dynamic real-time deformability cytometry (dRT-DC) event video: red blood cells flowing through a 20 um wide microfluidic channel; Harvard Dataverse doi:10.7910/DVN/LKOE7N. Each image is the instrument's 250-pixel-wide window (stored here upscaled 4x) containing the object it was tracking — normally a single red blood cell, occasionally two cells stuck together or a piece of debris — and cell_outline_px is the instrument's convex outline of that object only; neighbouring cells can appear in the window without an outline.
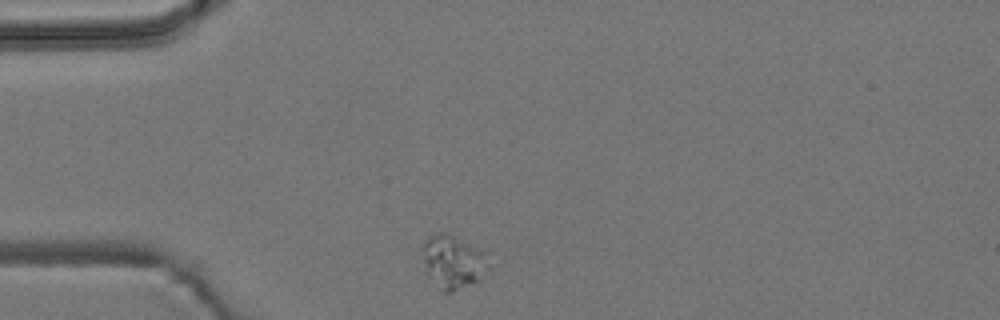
{"species": "common noctule bat (a hibernating species)", "species_latin": "Nyctalus noctula", "temperature_condition": "room temperature", "stored_images_in_passage": 37, "camera_frame_rate_fps": 3000, "um_per_image_px": 0.085, "animal": {"sex": "male", "body_mass_g": 19.2, "forearm_length_mm": 51.8}, "frame": {"image": 1, "passage_image": 1, "time_ms": 0.0, "image_size_px": [1000, 320], "cell_outline_px": [[492, 268], [480, 280], [452, 292], [444, 292], [420, 272], [424, 240], [428, 236], [436, 232], [444, 232], [484, 248], [488, 252]], "centroid_in_image_um": [38.52, 22.25], "position_along_channel_um": 46.5, "area_um2": 22.08}}
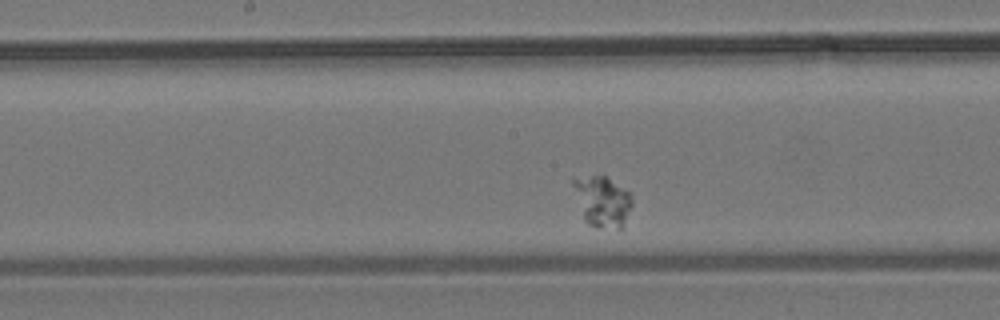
{"frame": {"image": 2, "passage_image": 16, "time_ms": 5.0, "image_size_px": [1000, 320], "cell_outline_px": [[632, 204], [624, 228], [620, 232], [596, 228], [588, 224], [584, 220], [572, 184], [572, 176], [604, 176], [628, 192], [632, 200]], "centroid_in_image_um": [51.2, 17.19], "position_along_channel_um": 197.0, "area_um2": 17.74}}
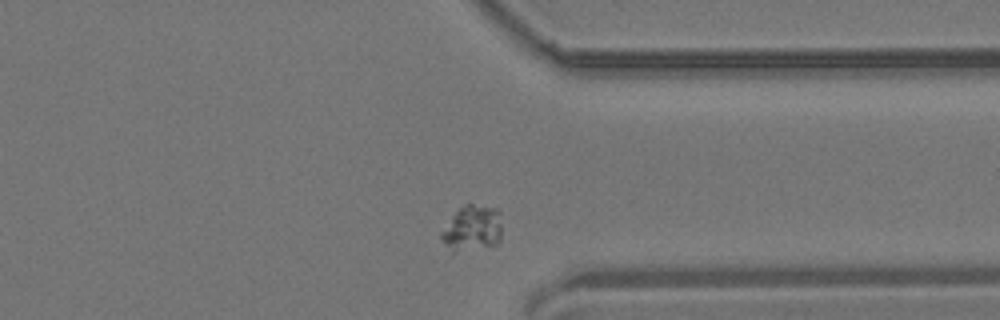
{"frame": {"image": 3, "passage_image": 31, "time_ms": 10.0, "image_size_px": [1000, 320], "cell_outline_px": [[500, 240], [496, 244], [452, 252], [440, 236], [440, 232], [452, 216], [468, 200], [500, 208]], "centroid_in_image_um": [40.16, 19.31], "position_along_channel_um": 371.2, "area_um2": 16.36}}